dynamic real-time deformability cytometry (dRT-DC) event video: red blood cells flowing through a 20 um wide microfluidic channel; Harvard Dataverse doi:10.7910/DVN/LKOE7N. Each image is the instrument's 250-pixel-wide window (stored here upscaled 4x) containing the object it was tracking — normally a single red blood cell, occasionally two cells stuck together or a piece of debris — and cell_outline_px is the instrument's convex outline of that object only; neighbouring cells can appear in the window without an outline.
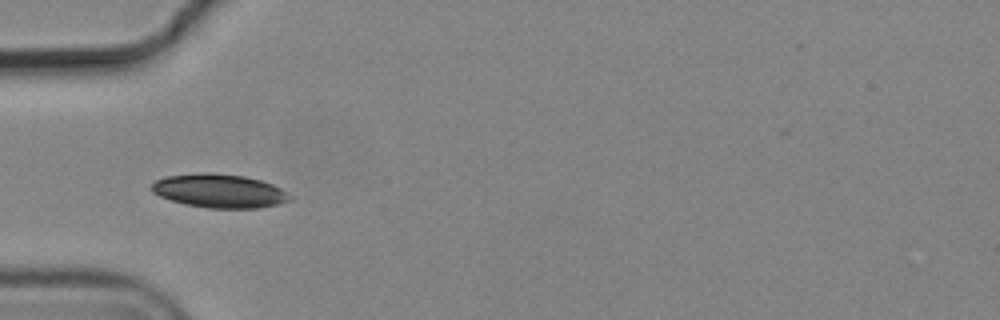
{"species": "common noctule bat (a hibernating species)", "species_latin": "Nyctalus noctula", "temperature_condition": "cold", "stored_images_in_passage": 6, "camera_frame_rate_fps": 3000, "um_per_image_px": 0.085, "animal": {"sex": "male", "body_mass_g": 19.2, "forearm_length_mm": 51.8}, "frame": {"image": 1, "passage_image": 6, "time_ms": 1.667, "image_size_px": [1000, 320], "cell_outline_px": [[292, 200], [276, 204], [256, 208], [208, 208], [184, 204], [160, 196], [152, 192], [152, 184], [156, 180], [168, 176], [200, 172], [208, 172], [244, 176], [260, 180], [272, 184], [280, 188]], "centroid_in_image_um": [18.61, 16.22], "position_along_channel_um": 66.4, "area_um2": 26.82}}